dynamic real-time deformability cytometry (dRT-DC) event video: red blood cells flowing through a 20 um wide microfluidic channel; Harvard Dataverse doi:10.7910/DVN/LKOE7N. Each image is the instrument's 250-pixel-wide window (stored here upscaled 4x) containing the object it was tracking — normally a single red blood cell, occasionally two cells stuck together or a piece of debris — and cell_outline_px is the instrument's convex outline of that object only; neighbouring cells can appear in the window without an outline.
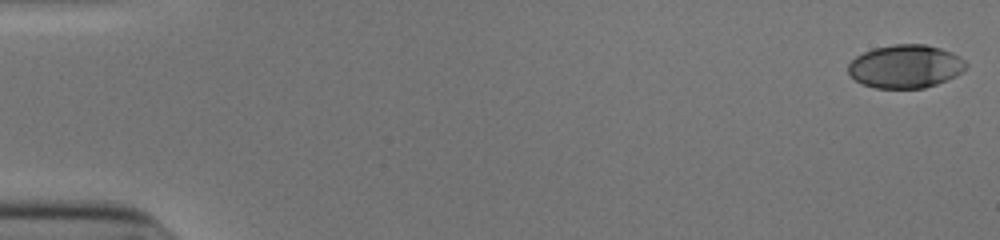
{"species": "human", "species_latin": "Homo sapiens", "temperature_condition": "cold", "stored_images_in_passage": 47, "camera_frame_rate_fps": 3000, "um_per_image_px": 0.085, "donor": {"sex": "male"}, "frame": {"image": 1, "passage_image": 1, "time_ms": 0.0, "image_size_px": [1000, 240], "cell_outline_px": [[968, 64], [956, 76], [936, 84], [924, 88], [876, 88], [864, 84], [856, 80], [848, 72], [848, 64], [856, 56], [872, 48], [892, 44], [924, 44], [940, 48], [952, 52], [964, 60]], "centroid_in_image_um": [76.95, 5.63], "position_along_channel_um": 8.0, "area_um2": 29.59}}
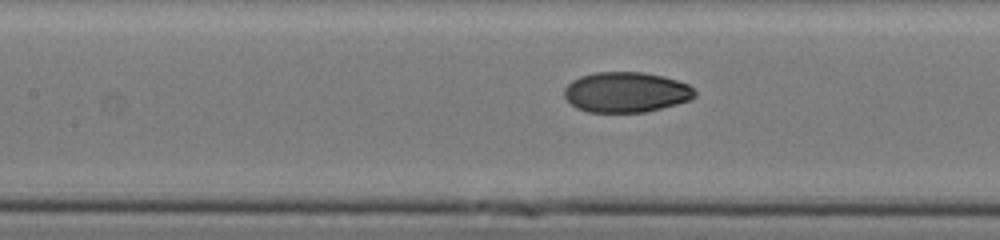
{"frame": {"image": 2, "passage_image": 25, "time_ms": 8.0, "image_size_px": [1000, 240], "cell_outline_px": [[696, 96], [688, 100], [676, 104], [644, 112], [588, 112], [576, 108], [564, 96], [564, 88], [572, 80], [580, 76], [596, 72], [644, 72], [664, 76], [688, 84], [696, 92]], "centroid_in_image_um": [53.2, 7.83], "position_along_channel_um": 154.2, "area_um2": 30.63}}
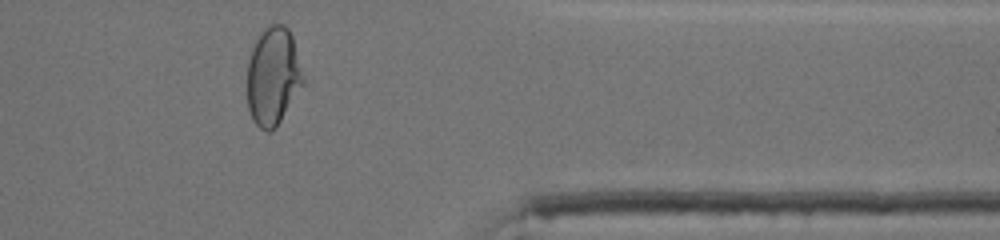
{"frame": {"image": 3, "passage_image": 44, "time_ms": 14.333, "image_size_px": [1000, 240], "cell_outline_px": [[304, 84], [276, 128], [268, 132], [264, 132], [256, 124], [248, 108], [248, 60], [252, 48], [260, 32], [268, 24], [284, 24], [288, 28], [292, 36], [304, 80]], "centroid_in_image_um": [23.21, 6.48], "position_along_channel_um": 388.2, "area_um2": 31.91}, "authors_computed_cell_mechanics": {"area_um2": 30.4606, "velocity_mm_per_s": 3.9199, "shape_relaxation_time_tau1_ms": 6.5508, "shape_relaxation_time_tau2_ms": 0.993, "deformation_change_tau1": 0.2188, "deformation_change_tau2": 0.0395}}